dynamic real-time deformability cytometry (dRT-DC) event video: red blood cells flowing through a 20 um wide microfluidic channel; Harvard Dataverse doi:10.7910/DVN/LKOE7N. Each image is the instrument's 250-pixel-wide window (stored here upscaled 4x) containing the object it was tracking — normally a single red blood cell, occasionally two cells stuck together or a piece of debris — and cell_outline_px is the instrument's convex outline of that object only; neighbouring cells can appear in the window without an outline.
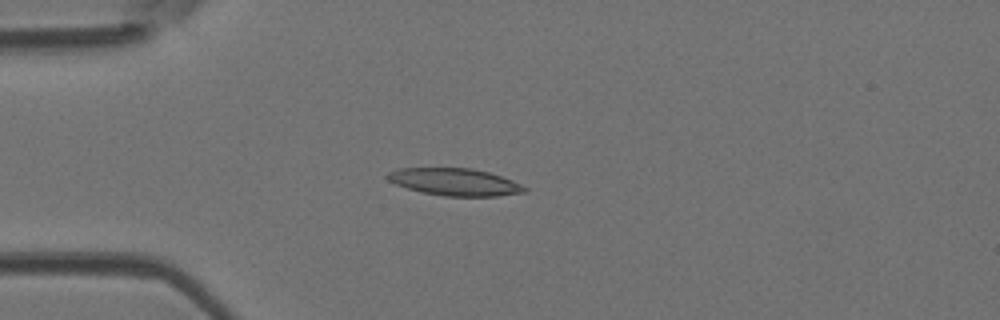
{"species": "Egyptian fruit bat (a non-hibernating species)", "species_latin": "Rousettus aegyptiacus", "temperature_condition": "room temperature", "stored_images_in_passage": 38, "camera_frame_rate_fps": 3000, "um_per_image_px": 0.085, "animal": {"sex": "female"}, "frame": {"image": 1, "passage_image": 1, "time_ms": 0.0, "image_size_px": [1000, 320], "cell_outline_px": [[528, 192], [496, 196], [444, 196], [420, 192], [396, 184], [388, 180], [384, 176], [388, 172], [400, 168], [472, 168], [488, 172], [512, 180], [528, 188]], "centroid_in_image_um": [38.65, 15.47], "position_along_channel_um": 46.3, "area_um2": 21.79}}
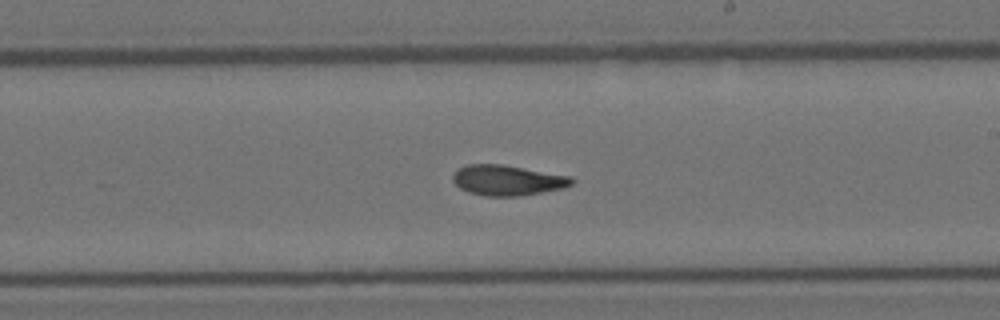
{"frame": {"image": 2, "passage_image": 17, "time_ms": 5.333, "image_size_px": [1000, 320], "cell_outline_px": [[576, 180], [572, 184], [564, 188], [520, 196], [484, 196], [468, 192], [460, 188], [452, 180], [452, 176], [456, 168], [468, 164], [500, 164], [572, 176]], "centroid_in_image_um": [43.13, 15.32], "position_along_channel_um": 245.9, "area_um2": 21.21}}
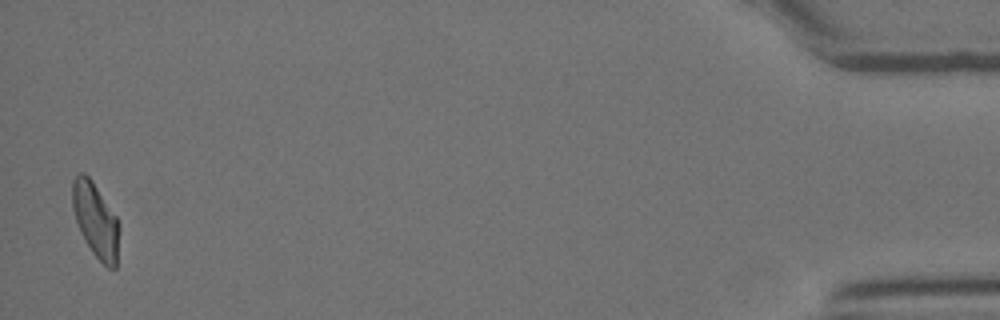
{"frame": {"image": 3, "passage_image": 37, "time_ms": 12.0, "image_size_px": [1000, 320], "cell_outline_px": [[120, 228], [116, 268], [108, 268], [92, 252], [84, 240], [80, 232], [72, 208], [72, 180], [80, 172], [84, 172], [92, 180], [116, 216], [120, 224]], "centroid_in_image_um": [8.13, 18.71], "position_along_channel_um": 427.1, "area_um2": 20.46}, "authors_computed_cell_mechanics": {"area_um2": 20.6346, "velocity_mm_per_s": 4.0726, "shape_relaxation_time_tau1_ms": 9.2686, "shape_relaxation_time_tau2_ms": 2.8842, "deformation_change_tau1": 0.2421, "deformation_change_tau2": 0.1075}}